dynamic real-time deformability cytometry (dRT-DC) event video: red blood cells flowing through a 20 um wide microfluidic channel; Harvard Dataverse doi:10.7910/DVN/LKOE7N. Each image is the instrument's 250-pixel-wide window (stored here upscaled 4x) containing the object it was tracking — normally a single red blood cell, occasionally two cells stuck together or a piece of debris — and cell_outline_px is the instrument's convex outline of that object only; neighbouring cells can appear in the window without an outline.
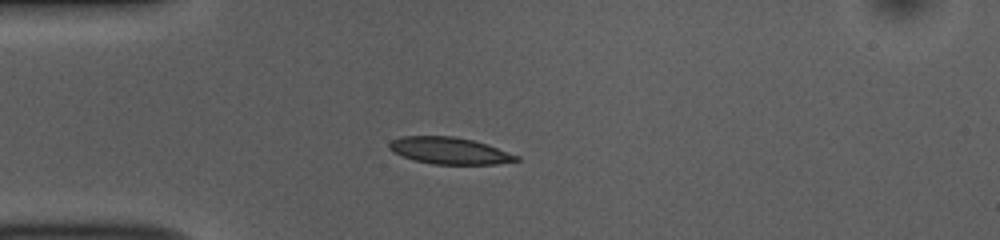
{"species": "common noctule bat (a hibernating species)", "species_latin": "Nyctalus noctula", "temperature_condition": "room temperature", "stored_images_in_passage": 41, "camera_frame_rate_fps": 3000, "um_per_image_px": 0.085, "animal": {"sex": "female", "body_mass_g": 10.0, "forearm_length_mm": 53.1}, "frame": {"image": 1, "passage_image": 1, "time_ms": 0.0, "image_size_px": [1000, 240], "cell_outline_px": [[520, 160], [496, 164], [432, 164], [416, 160], [392, 152], [388, 148], [388, 144], [392, 140], [400, 136], [456, 136], [472, 140], [520, 156]], "centroid_in_image_um": [38.17, 12.8], "position_along_channel_um": 46.8, "area_um2": 19.65}}
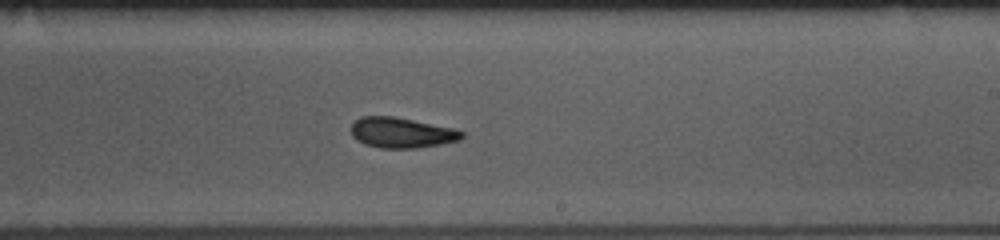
{"frame": {"image": 2, "passage_image": 19, "time_ms": 6.0, "image_size_px": [1000, 240], "cell_outline_px": [[464, 136], [460, 140], [440, 144], [416, 148], [380, 148], [364, 144], [356, 140], [352, 136], [352, 124], [360, 116], [392, 116], [452, 128], [464, 132]], "centroid_in_image_um": [34.11, 11.28], "position_along_channel_um": 254.9, "area_um2": 19.48}}
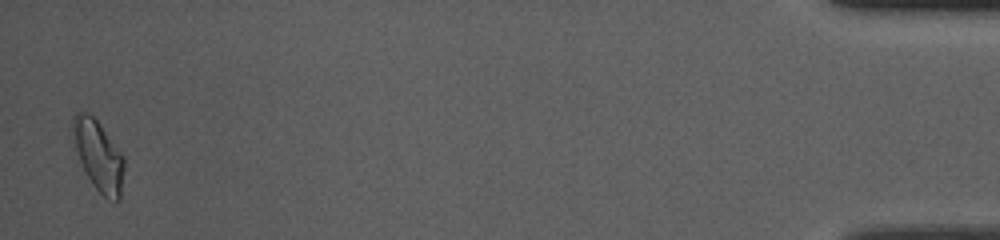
{"frame": {"image": 3, "passage_image": 40, "time_ms": 13.0, "image_size_px": [1000, 240], "cell_outline_px": [[124, 168], [120, 200], [116, 204], [104, 196], [92, 184], [80, 160], [76, 148], [72, 128], [72, 116], [76, 112], [88, 112], [96, 120], [124, 156]], "centroid_in_image_um": [8.39, 13.25], "position_along_channel_um": 426.8, "area_um2": 20.69}, "authors_computed_cell_mechanics": {"area_um2": 19.7098, "velocity_mm_per_s": 3.7036, "shape_relaxation_time_tau1_ms": 3.3141, "shape_relaxation_time_tau2_ms": 2.6197, "deformation_change_tau1": 0.1006, "deformation_change_tau2": 0.0815}}